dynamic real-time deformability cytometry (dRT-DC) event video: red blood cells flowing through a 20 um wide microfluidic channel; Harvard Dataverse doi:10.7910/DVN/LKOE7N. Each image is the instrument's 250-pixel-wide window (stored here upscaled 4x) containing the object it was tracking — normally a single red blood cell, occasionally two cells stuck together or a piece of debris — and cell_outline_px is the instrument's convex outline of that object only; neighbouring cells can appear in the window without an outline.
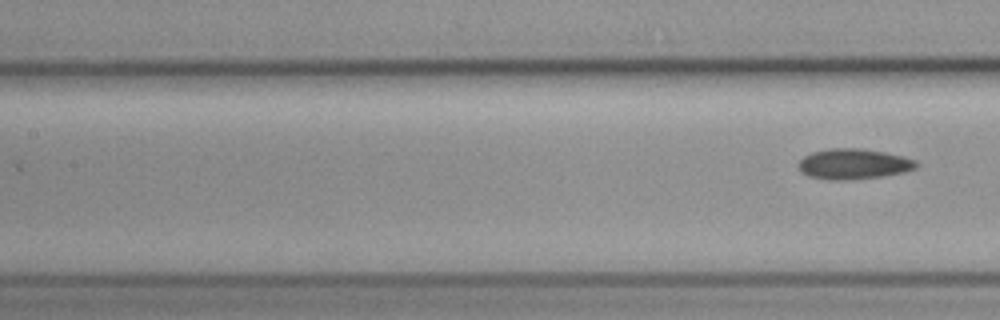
{"species": "common noctule bat (a hibernating species)", "species_latin": "Nyctalus noctula", "temperature_condition": "cold", "stored_images_in_passage": 6, "segment_of_instrument_passage": [2, 2], "camera_frame_rate_fps": 3000, "um_per_image_px": 0.085, "animal": {"sex": "female", "body_mass_g": 19.3, "forearm_length_mm": 54.1}, "frame": {"image": 1, "passage_image": 6, "time_ms": 6.667, "image_size_px": [1000, 320], "cell_outline_px": [[920, 164], [916, 168], [904, 172], [884, 176], [848, 180], [828, 180], [808, 176], [800, 172], [796, 164], [804, 156], [812, 152], [828, 148], [860, 148], [884, 152], [904, 156], [916, 160]], "centroid_in_image_um": [72.54, 13.94], "position_along_channel_um": 134.9, "area_um2": 21.27}}